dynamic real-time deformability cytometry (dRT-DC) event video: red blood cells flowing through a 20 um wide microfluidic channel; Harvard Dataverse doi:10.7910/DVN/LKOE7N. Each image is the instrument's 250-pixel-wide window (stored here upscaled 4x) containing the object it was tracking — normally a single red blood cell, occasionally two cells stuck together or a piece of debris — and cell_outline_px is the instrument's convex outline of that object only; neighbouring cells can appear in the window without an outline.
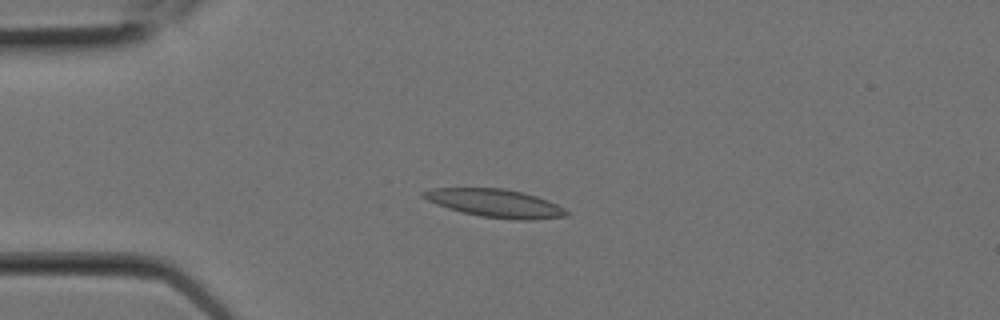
{"species": "Egyptian fruit bat (a non-hibernating species)", "species_latin": "Rousettus aegyptiacus", "temperature_condition": "room temperature", "stored_images_in_passage": 5, "camera_frame_rate_fps": 3000, "um_per_image_px": 0.085, "animal": {"sex": "female"}, "frame": {"image": 1, "passage_image": 4, "time_ms": 1.0, "image_size_px": [1000, 320], "cell_outline_px": [[568, 216], [532, 220], [516, 220], [480, 216], [448, 208], [436, 204], [420, 196], [420, 192], [432, 188], [504, 188], [524, 192], [548, 200], [564, 208], [568, 212]], "centroid_in_image_um": [42.1, 17.27], "position_along_channel_um": 42.9, "area_um2": 23.47}}